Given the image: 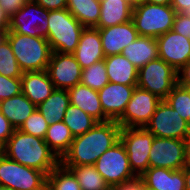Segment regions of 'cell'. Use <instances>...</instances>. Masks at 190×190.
Segmentation results:
<instances>
[{"label":"cell","instance_id":"obj_1","mask_svg":"<svg viewBox=\"0 0 190 190\" xmlns=\"http://www.w3.org/2000/svg\"><path fill=\"white\" fill-rule=\"evenodd\" d=\"M121 126L115 120L98 122L83 135L74 137L60 159L62 166L94 165L97 159L120 140Z\"/></svg>","mask_w":190,"mask_h":190},{"label":"cell","instance_id":"obj_2","mask_svg":"<svg viewBox=\"0 0 190 190\" xmlns=\"http://www.w3.org/2000/svg\"><path fill=\"white\" fill-rule=\"evenodd\" d=\"M7 158L48 175L60 164V159L49 148L45 140L15 129L1 148Z\"/></svg>","mask_w":190,"mask_h":190},{"label":"cell","instance_id":"obj_3","mask_svg":"<svg viewBox=\"0 0 190 190\" xmlns=\"http://www.w3.org/2000/svg\"><path fill=\"white\" fill-rule=\"evenodd\" d=\"M7 40L23 72L46 70L52 50L45 37H35L8 31Z\"/></svg>","mask_w":190,"mask_h":190},{"label":"cell","instance_id":"obj_4","mask_svg":"<svg viewBox=\"0 0 190 190\" xmlns=\"http://www.w3.org/2000/svg\"><path fill=\"white\" fill-rule=\"evenodd\" d=\"M48 36L52 52L72 54L79 43L84 26L66 9L50 10Z\"/></svg>","mask_w":190,"mask_h":190},{"label":"cell","instance_id":"obj_5","mask_svg":"<svg viewBox=\"0 0 190 190\" xmlns=\"http://www.w3.org/2000/svg\"><path fill=\"white\" fill-rule=\"evenodd\" d=\"M176 11L171 5L145 2L133 8L132 21L139 36L157 38L172 30Z\"/></svg>","mask_w":190,"mask_h":190},{"label":"cell","instance_id":"obj_6","mask_svg":"<svg viewBox=\"0 0 190 190\" xmlns=\"http://www.w3.org/2000/svg\"><path fill=\"white\" fill-rule=\"evenodd\" d=\"M177 74L172 66L157 58L138 70L137 87L153 93L160 100H165L177 84Z\"/></svg>","mask_w":190,"mask_h":190},{"label":"cell","instance_id":"obj_7","mask_svg":"<svg viewBox=\"0 0 190 190\" xmlns=\"http://www.w3.org/2000/svg\"><path fill=\"white\" fill-rule=\"evenodd\" d=\"M94 166L110 188L138 177L131 169L126 149L120 140L105 151Z\"/></svg>","mask_w":190,"mask_h":190},{"label":"cell","instance_id":"obj_8","mask_svg":"<svg viewBox=\"0 0 190 190\" xmlns=\"http://www.w3.org/2000/svg\"><path fill=\"white\" fill-rule=\"evenodd\" d=\"M154 135L145 128L122 127L120 141L124 145L132 171L140 177L149 167V152Z\"/></svg>","mask_w":190,"mask_h":190},{"label":"cell","instance_id":"obj_9","mask_svg":"<svg viewBox=\"0 0 190 190\" xmlns=\"http://www.w3.org/2000/svg\"><path fill=\"white\" fill-rule=\"evenodd\" d=\"M145 129L156 137L181 140H185L190 132L187 121L165 100L159 102Z\"/></svg>","mask_w":190,"mask_h":190},{"label":"cell","instance_id":"obj_10","mask_svg":"<svg viewBox=\"0 0 190 190\" xmlns=\"http://www.w3.org/2000/svg\"><path fill=\"white\" fill-rule=\"evenodd\" d=\"M47 175L37 169L24 166L0 153V184L12 190H29L38 187Z\"/></svg>","mask_w":190,"mask_h":190},{"label":"cell","instance_id":"obj_11","mask_svg":"<svg viewBox=\"0 0 190 190\" xmlns=\"http://www.w3.org/2000/svg\"><path fill=\"white\" fill-rule=\"evenodd\" d=\"M48 15L49 10H46L34 0H29L25 6L9 19L8 31L47 38Z\"/></svg>","mask_w":190,"mask_h":190},{"label":"cell","instance_id":"obj_12","mask_svg":"<svg viewBox=\"0 0 190 190\" xmlns=\"http://www.w3.org/2000/svg\"><path fill=\"white\" fill-rule=\"evenodd\" d=\"M160 101L153 93L135 87L123 115L116 122L121 127L145 128Z\"/></svg>","mask_w":190,"mask_h":190},{"label":"cell","instance_id":"obj_13","mask_svg":"<svg viewBox=\"0 0 190 190\" xmlns=\"http://www.w3.org/2000/svg\"><path fill=\"white\" fill-rule=\"evenodd\" d=\"M149 164L150 167L183 169L187 165L185 140L154 136Z\"/></svg>","mask_w":190,"mask_h":190},{"label":"cell","instance_id":"obj_14","mask_svg":"<svg viewBox=\"0 0 190 190\" xmlns=\"http://www.w3.org/2000/svg\"><path fill=\"white\" fill-rule=\"evenodd\" d=\"M46 71L55 89L68 90L81 82L82 68L73 54L52 52Z\"/></svg>","mask_w":190,"mask_h":190},{"label":"cell","instance_id":"obj_15","mask_svg":"<svg viewBox=\"0 0 190 190\" xmlns=\"http://www.w3.org/2000/svg\"><path fill=\"white\" fill-rule=\"evenodd\" d=\"M159 58L179 71L190 60V40L169 30L156 38Z\"/></svg>","mask_w":190,"mask_h":190},{"label":"cell","instance_id":"obj_16","mask_svg":"<svg viewBox=\"0 0 190 190\" xmlns=\"http://www.w3.org/2000/svg\"><path fill=\"white\" fill-rule=\"evenodd\" d=\"M135 87L109 82L98 91L103 113L110 120L117 121L123 115Z\"/></svg>","mask_w":190,"mask_h":190},{"label":"cell","instance_id":"obj_17","mask_svg":"<svg viewBox=\"0 0 190 190\" xmlns=\"http://www.w3.org/2000/svg\"><path fill=\"white\" fill-rule=\"evenodd\" d=\"M97 29H99L101 36V44L105 57L121 54L128 44L139 37L132 20L124 24Z\"/></svg>","mask_w":190,"mask_h":190},{"label":"cell","instance_id":"obj_18","mask_svg":"<svg viewBox=\"0 0 190 190\" xmlns=\"http://www.w3.org/2000/svg\"><path fill=\"white\" fill-rule=\"evenodd\" d=\"M140 178L145 188L150 190H186L184 168L171 170L149 167Z\"/></svg>","mask_w":190,"mask_h":190},{"label":"cell","instance_id":"obj_19","mask_svg":"<svg viewBox=\"0 0 190 190\" xmlns=\"http://www.w3.org/2000/svg\"><path fill=\"white\" fill-rule=\"evenodd\" d=\"M81 68H87L105 58L99 29L84 28L76 50L72 53Z\"/></svg>","mask_w":190,"mask_h":190},{"label":"cell","instance_id":"obj_20","mask_svg":"<svg viewBox=\"0 0 190 190\" xmlns=\"http://www.w3.org/2000/svg\"><path fill=\"white\" fill-rule=\"evenodd\" d=\"M54 90V84L46 70L23 72L21 93L36 106L47 100Z\"/></svg>","mask_w":190,"mask_h":190},{"label":"cell","instance_id":"obj_21","mask_svg":"<svg viewBox=\"0 0 190 190\" xmlns=\"http://www.w3.org/2000/svg\"><path fill=\"white\" fill-rule=\"evenodd\" d=\"M70 104L79 107L82 111L98 122H107L110 119L103 113L98 91L83 84H77L67 90Z\"/></svg>","mask_w":190,"mask_h":190},{"label":"cell","instance_id":"obj_22","mask_svg":"<svg viewBox=\"0 0 190 190\" xmlns=\"http://www.w3.org/2000/svg\"><path fill=\"white\" fill-rule=\"evenodd\" d=\"M109 82L137 86L138 69L124 55L116 54L104 58Z\"/></svg>","mask_w":190,"mask_h":190},{"label":"cell","instance_id":"obj_23","mask_svg":"<svg viewBox=\"0 0 190 190\" xmlns=\"http://www.w3.org/2000/svg\"><path fill=\"white\" fill-rule=\"evenodd\" d=\"M100 18L94 28L112 27L132 19L133 7L127 0H100Z\"/></svg>","mask_w":190,"mask_h":190},{"label":"cell","instance_id":"obj_24","mask_svg":"<svg viewBox=\"0 0 190 190\" xmlns=\"http://www.w3.org/2000/svg\"><path fill=\"white\" fill-rule=\"evenodd\" d=\"M124 55L139 70L149 61L159 58L158 45L155 38L139 36L122 50Z\"/></svg>","mask_w":190,"mask_h":190},{"label":"cell","instance_id":"obj_25","mask_svg":"<svg viewBox=\"0 0 190 190\" xmlns=\"http://www.w3.org/2000/svg\"><path fill=\"white\" fill-rule=\"evenodd\" d=\"M36 109L23 93L0 101L1 113L15 129H19Z\"/></svg>","mask_w":190,"mask_h":190},{"label":"cell","instance_id":"obj_26","mask_svg":"<svg viewBox=\"0 0 190 190\" xmlns=\"http://www.w3.org/2000/svg\"><path fill=\"white\" fill-rule=\"evenodd\" d=\"M69 105L68 91L55 89L47 100L37 105V110L49 124H54L63 121Z\"/></svg>","mask_w":190,"mask_h":190},{"label":"cell","instance_id":"obj_27","mask_svg":"<svg viewBox=\"0 0 190 190\" xmlns=\"http://www.w3.org/2000/svg\"><path fill=\"white\" fill-rule=\"evenodd\" d=\"M66 9L85 27H95L100 18V0H68Z\"/></svg>","mask_w":190,"mask_h":190},{"label":"cell","instance_id":"obj_28","mask_svg":"<svg viewBox=\"0 0 190 190\" xmlns=\"http://www.w3.org/2000/svg\"><path fill=\"white\" fill-rule=\"evenodd\" d=\"M74 139L69 127L63 122L49 124L45 134V142L55 155L61 159L69 150Z\"/></svg>","mask_w":190,"mask_h":190},{"label":"cell","instance_id":"obj_29","mask_svg":"<svg viewBox=\"0 0 190 190\" xmlns=\"http://www.w3.org/2000/svg\"><path fill=\"white\" fill-rule=\"evenodd\" d=\"M68 168L76 177L81 190H110L100 173L94 165L63 166Z\"/></svg>","mask_w":190,"mask_h":190},{"label":"cell","instance_id":"obj_30","mask_svg":"<svg viewBox=\"0 0 190 190\" xmlns=\"http://www.w3.org/2000/svg\"><path fill=\"white\" fill-rule=\"evenodd\" d=\"M63 122L69 127L74 137L83 135L98 123L93 117L72 104L68 106Z\"/></svg>","mask_w":190,"mask_h":190},{"label":"cell","instance_id":"obj_31","mask_svg":"<svg viewBox=\"0 0 190 190\" xmlns=\"http://www.w3.org/2000/svg\"><path fill=\"white\" fill-rule=\"evenodd\" d=\"M80 83L95 91H100L107 85L109 83V78L104 59L82 69Z\"/></svg>","mask_w":190,"mask_h":190},{"label":"cell","instance_id":"obj_32","mask_svg":"<svg viewBox=\"0 0 190 190\" xmlns=\"http://www.w3.org/2000/svg\"><path fill=\"white\" fill-rule=\"evenodd\" d=\"M47 180L52 190H81L74 174L61 164L47 175Z\"/></svg>","mask_w":190,"mask_h":190},{"label":"cell","instance_id":"obj_33","mask_svg":"<svg viewBox=\"0 0 190 190\" xmlns=\"http://www.w3.org/2000/svg\"><path fill=\"white\" fill-rule=\"evenodd\" d=\"M165 101L178 112L179 116L184 120L190 117V92L187 87L181 86L178 83L168 94Z\"/></svg>","mask_w":190,"mask_h":190},{"label":"cell","instance_id":"obj_34","mask_svg":"<svg viewBox=\"0 0 190 190\" xmlns=\"http://www.w3.org/2000/svg\"><path fill=\"white\" fill-rule=\"evenodd\" d=\"M0 74L9 78H21L23 75L7 39L0 45Z\"/></svg>","mask_w":190,"mask_h":190},{"label":"cell","instance_id":"obj_35","mask_svg":"<svg viewBox=\"0 0 190 190\" xmlns=\"http://www.w3.org/2000/svg\"><path fill=\"white\" fill-rule=\"evenodd\" d=\"M49 127V123L42 116V114L36 109L19 128L20 131L45 139L46 131Z\"/></svg>","mask_w":190,"mask_h":190},{"label":"cell","instance_id":"obj_36","mask_svg":"<svg viewBox=\"0 0 190 190\" xmlns=\"http://www.w3.org/2000/svg\"><path fill=\"white\" fill-rule=\"evenodd\" d=\"M21 93V78H9L0 74V101Z\"/></svg>","mask_w":190,"mask_h":190},{"label":"cell","instance_id":"obj_37","mask_svg":"<svg viewBox=\"0 0 190 190\" xmlns=\"http://www.w3.org/2000/svg\"><path fill=\"white\" fill-rule=\"evenodd\" d=\"M172 30L190 40V17L185 13H176Z\"/></svg>","mask_w":190,"mask_h":190},{"label":"cell","instance_id":"obj_38","mask_svg":"<svg viewBox=\"0 0 190 190\" xmlns=\"http://www.w3.org/2000/svg\"><path fill=\"white\" fill-rule=\"evenodd\" d=\"M29 0H0V7L5 15L10 19L18 12Z\"/></svg>","mask_w":190,"mask_h":190},{"label":"cell","instance_id":"obj_39","mask_svg":"<svg viewBox=\"0 0 190 190\" xmlns=\"http://www.w3.org/2000/svg\"><path fill=\"white\" fill-rule=\"evenodd\" d=\"M15 128L9 120L0 111V148H2L7 140L12 136Z\"/></svg>","mask_w":190,"mask_h":190},{"label":"cell","instance_id":"obj_40","mask_svg":"<svg viewBox=\"0 0 190 190\" xmlns=\"http://www.w3.org/2000/svg\"><path fill=\"white\" fill-rule=\"evenodd\" d=\"M145 186L143 185L142 179L136 177L133 180L114 185L110 190H144Z\"/></svg>","mask_w":190,"mask_h":190},{"label":"cell","instance_id":"obj_41","mask_svg":"<svg viewBox=\"0 0 190 190\" xmlns=\"http://www.w3.org/2000/svg\"><path fill=\"white\" fill-rule=\"evenodd\" d=\"M46 10H60L66 8L68 0H34Z\"/></svg>","mask_w":190,"mask_h":190},{"label":"cell","instance_id":"obj_42","mask_svg":"<svg viewBox=\"0 0 190 190\" xmlns=\"http://www.w3.org/2000/svg\"><path fill=\"white\" fill-rule=\"evenodd\" d=\"M177 72V83L184 87L190 86V60Z\"/></svg>","mask_w":190,"mask_h":190},{"label":"cell","instance_id":"obj_43","mask_svg":"<svg viewBox=\"0 0 190 190\" xmlns=\"http://www.w3.org/2000/svg\"><path fill=\"white\" fill-rule=\"evenodd\" d=\"M171 6L176 13H186L190 8V0H172Z\"/></svg>","mask_w":190,"mask_h":190},{"label":"cell","instance_id":"obj_44","mask_svg":"<svg viewBox=\"0 0 190 190\" xmlns=\"http://www.w3.org/2000/svg\"><path fill=\"white\" fill-rule=\"evenodd\" d=\"M184 177H185V188L186 190H190V164L184 167Z\"/></svg>","mask_w":190,"mask_h":190},{"label":"cell","instance_id":"obj_45","mask_svg":"<svg viewBox=\"0 0 190 190\" xmlns=\"http://www.w3.org/2000/svg\"><path fill=\"white\" fill-rule=\"evenodd\" d=\"M0 27H9V19L0 7Z\"/></svg>","mask_w":190,"mask_h":190},{"label":"cell","instance_id":"obj_46","mask_svg":"<svg viewBox=\"0 0 190 190\" xmlns=\"http://www.w3.org/2000/svg\"><path fill=\"white\" fill-rule=\"evenodd\" d=\"M185 145H186V158L187 163L190 164V132L185 138Z\"/></svg>","mask_w":190,"mask_h":190},{"label":"cell","instance_id":"obj_47","mask_svg":"<svg viewBox=\"0 0 190 190\" xmlns=\"http://www.w3.org/2000/svg\"><path fill=\"white\" fill-rule=\"evenodd\" d=\"M8 28L9 27H0V45L7 39Z\"/></svg>","mask_w":190,"mask_h":190},{"label":"cell","instance_id":"obj_48","mask_svg":"<svg viewBox=\"0 0 190 190\" xmlns=\"http://www.w3.org/2000/svg\"><path fill=\"white\" fill-rule=\"evenodd\" d=\"M150 4L171 5L172 0H146Z\"/></svg>","mask_w":190,"mask_h":190},{"label":"cell","instance_id":"obj_49","mask_svg":"<svg viewBox=\"0 0 190 190\" xmlns=\"http://www.w3.org/2000/svg\"><path fill=\"white\" fill-rule=\"evenodd\" d=\"M29 190H52L51 186L49 185L48 180L46 179L41 185L36 188L29 189Z\"/></svg>","mask_w":190,"mask_h":190},{"label":"cell","instance_id":"obj_50","mask_svg":"<svg viewBox=\"0 0 190 190\" xmlns=\"http://www.w3.org/2000/svg\"><path fill=\"white\" fill-rule=\"evenodd\" d=\"M127 2L133 7H137L139 5H142L146 2V0H127Z\"/></svg>","mask_w":190,"mask_h":190},{"label":"cell","instance_id":"obj_51","mask_svg":"<svg viewBox=\"0 0 190 190\" xmlns=\"http://www.w3.org/2000/svg\"><path fill=\"white\" fill-rule=\"evenodd\" d=\"M0 190H12V189H10L8 187L0 186Z\"/></svg>","mask_w":190,"mask_h":190},{"label":"cell","instance_id":"obj_52","mask_svg":"<svg viewBox=\"0 0 190 190\" xmlns=\"http://www.w3.org/2000/svg\"><path fill=\"white\" fill-rule=\"evenodd\" d=\"M185 14L190 17V8L187 10V12Z\"/></svg>","mask_w":190,"mask_h":190},{"label":"cell","instance_id":"obj_53","mask_svg":"<svg viewBox=\"0 0 190 190\" xmlns=\"http://www.w3.org/2000/svg\"><path fill=\"white\" fill-rule=\"evenodd\" d=\"M187 123H188V125H189V127H190V117H189V119L187 120Z\"/></svg>","mask_w":190,"mask_h":190}]
</instances>
